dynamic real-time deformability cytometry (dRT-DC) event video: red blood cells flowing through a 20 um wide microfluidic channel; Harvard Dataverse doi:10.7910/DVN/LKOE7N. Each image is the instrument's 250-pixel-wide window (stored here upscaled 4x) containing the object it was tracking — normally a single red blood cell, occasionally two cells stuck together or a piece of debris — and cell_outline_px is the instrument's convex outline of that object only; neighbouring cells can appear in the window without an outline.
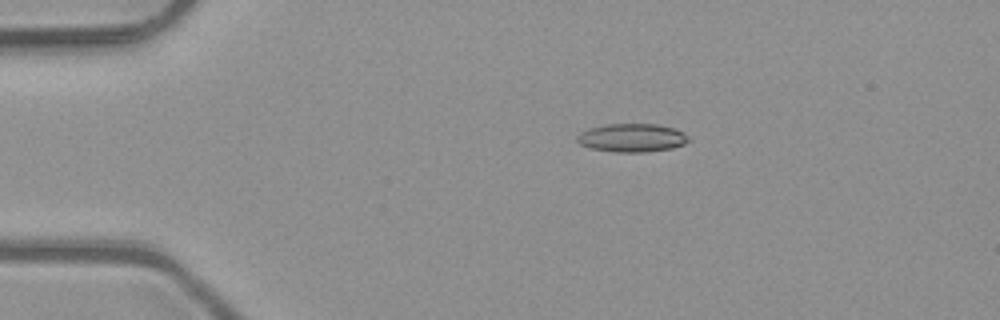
{"species": "common noctule bat (a hibernating species)", "species_latin": "Nyctalus noctula", "temperature_condition": "room temperature", "stored_images_in_passage": 4, "camera_frame_rate_fps": 3000, "um_per_image_px": 0.085, "animal": {"sex": "male", "body_mass_g": 23.1, "forearm_length_mm": 52.7}, "frame": {"image": 1, "passage_image": 2, "time_ms": 0.333, "image_size_px": [1000, 320], "cell_outline_px": [[688, 140], [684, 144], [672, 148], [644, 152], [616, 152], [592, 148], [580, 144], [576, 140], [576, 136], [580, 132], [588, 128], [608, 124], [656, 124], [676, 128], [684, 132], [688, 136]], "centroid_in_image_um": [53.71, 11.7], "position_along_channel_um": 31.3, "area_um2": 18.44}}
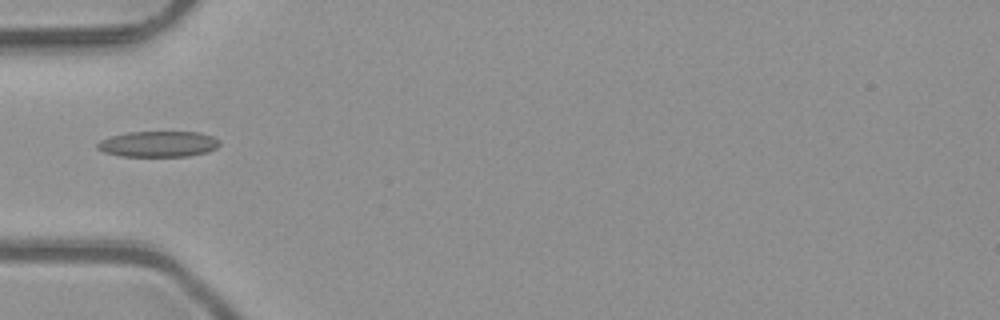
{"frame": {"image": 2, "passage_image": 4, "time_ms": 1.0, "image_size_px": [1000, 320], "cell_outline_px": [[220, 144], [216, 148], [208, 152], [188, 156], [120, 156], [104, 152], [96, 148], [96, 144], [100, 140], [112, 136], [128, 132], [200, 132], [212, 136], [220, 140]], "centroid_in_image_um": [13.47, 12.24], "position_along_channel_um": 71.5, "area_um2": 18.44}}